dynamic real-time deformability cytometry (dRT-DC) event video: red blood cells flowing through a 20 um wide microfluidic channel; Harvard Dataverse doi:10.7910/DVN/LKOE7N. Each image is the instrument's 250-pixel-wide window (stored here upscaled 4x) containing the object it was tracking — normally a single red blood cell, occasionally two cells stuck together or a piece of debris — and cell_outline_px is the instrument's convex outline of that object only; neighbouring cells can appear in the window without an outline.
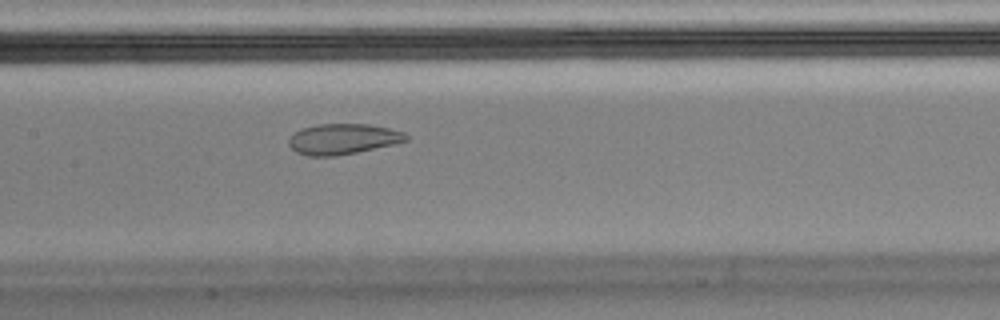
{"species": "Egyptian fruit bat (a non-hibernating species)", "species_latin": "Rousettus aegyptiacus", "temperature_condition": "cold", "stored_images_in_passage": 42, "camera_frame_rate_fps": 3000, "um_per_image_px": 0.085, "animal": {"sex": "male"}, "frame": {"image": 1, "passage_image": 13, "time_ms": 4.0, "image_size_px": [1000, 320], "cell_outline_px": [[408, 140], [392, 144], [356, 152], [332, 156], [308, 156], [296, 152], [288, 144], [288, 140], [296, 132], [304, 128], [316, 124], [368, 124], [388, 128], [404, 132], [408, 136]], "centroid_in_image_um": [29.13, 11.81], "position_along_channel_um": 178.3, "area_um2": 20.58}, "authors_computed_cell_mechanics": {"area_um2": 24.0448, "velocity_mm_per_s": 3.5643, "shape_relaxation_time_tau1_ms": null, "shape_relaxation_time_tau2_ms": 1.389, "deformation_change_tau1": null, "deformation_change_tau2": 0.0659}}